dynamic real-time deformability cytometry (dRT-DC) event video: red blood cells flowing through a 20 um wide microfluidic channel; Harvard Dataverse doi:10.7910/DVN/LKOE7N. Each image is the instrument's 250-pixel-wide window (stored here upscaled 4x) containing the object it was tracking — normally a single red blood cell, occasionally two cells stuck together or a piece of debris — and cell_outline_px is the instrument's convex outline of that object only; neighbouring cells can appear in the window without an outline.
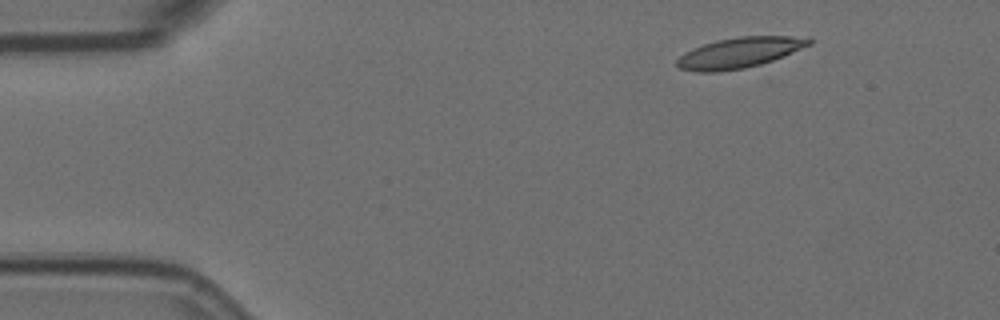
{"species": "Egyptian fruit bat (a non-hibernating species)", "species_latin": "Rousettus aegyptiacus", "temperature_condition": "room temperature", "stored_images_in_passage": 7, "camera_frame_rate_fps": 3000, "um_per_image_px": 0.085, "animal": {"sex": "female"}, "frame": {"image": 1, "passage_image": 2, "time_ms": 0.333, "image_size_px": [1000, 320], "cell_outline_px": [[812, 44], [772, 60], [760, 64], [744, 68], [716, 72], [696, 72], [680, 68], [676, 64], [676, 60], [680, 56], [692, 48], [716, 40], [740, 36], [808, 36], [812, 40]], "centroid_in_image_um": [62.86, 4.47], "position_along_channel_um": 22.1, "area_um2": 23.41}}
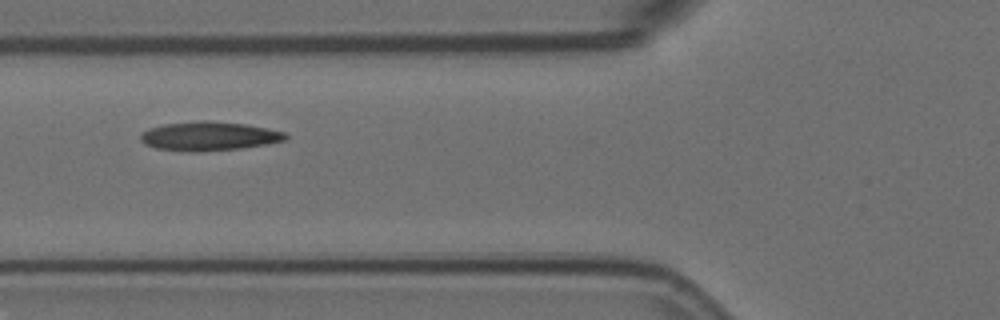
{"frame": {"image": 2, "passage_image": 6, "time_ms": 1.667, "image_size_px": [1000, 320], "cell_outline_px": [[288, 136], [284, 140], [268, 144], [240, 148], [156, 148], [144, 144], [140, 140], [140, 136], [148, 128], [164, 124], [200, 120], [208, 120], [248, 124], [268, 128], [284, 132]], "centroid_in_image_um": [17.82, 11.5], "position_along_channel_um": 108.0, "area_um2": 23.29}}
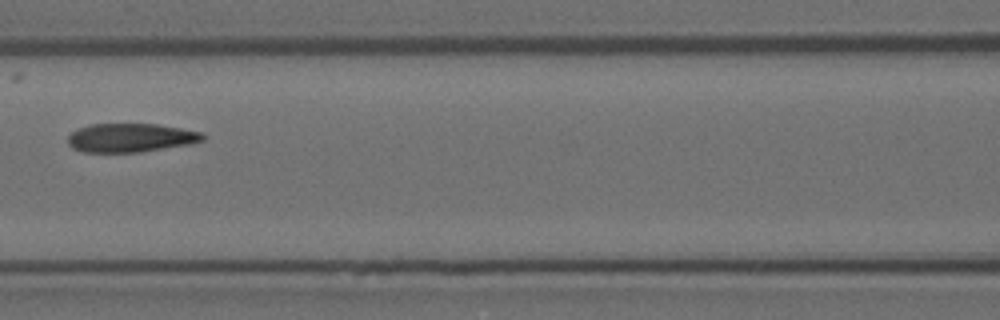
{"frame": {"image": 3, "passage_image": 7, "time_ms": 2.0, "image_size_px": [1000, 320], "cell_outline_px": [[204, 140], [192, 144], [140, 152], [84, 152], [72, 148], [68, 144], [68, 136], [72, 132], [88, 124], [156, 124], [204, 132]], "centroid_in_image_um": [11.12, 11.71], "position_along_channel_um": 155.5, "area_um2": 22.66}}